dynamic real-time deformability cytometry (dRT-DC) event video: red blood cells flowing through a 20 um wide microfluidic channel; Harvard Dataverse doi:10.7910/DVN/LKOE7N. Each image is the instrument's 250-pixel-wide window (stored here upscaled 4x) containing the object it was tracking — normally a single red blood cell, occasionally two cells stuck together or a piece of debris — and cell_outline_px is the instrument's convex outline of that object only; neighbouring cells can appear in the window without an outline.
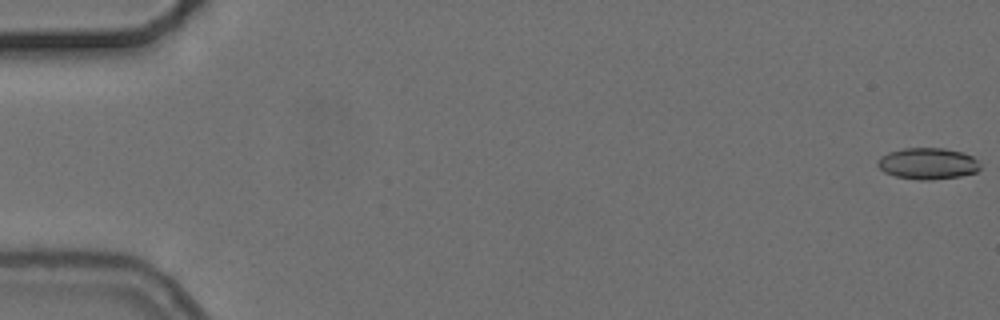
{"species": "common noctule bat (a hibernating species)", "species_latin": "Nyctalus noctula", "temperature_condition": "cold", "stored_images_in_passage": 3, "camera_frame_rate_fps": 3000, "um_per_image_px": 0.085, "animal": {"sex": "female", "body_mass_g": 24.6, "forearm_length_mm": 56.2}, "frame": {"image": 1, "passage_image": 1, "time_ms": 0.0, "image_size_px": [1000, 320], "cell_outline_px": [[980, 168], [976, 172], [960, 176], [928, 180], [920, 180], [896, 176], [884, 172], [876, 164], [876, 160], [880, 156], [888, 152], [904, 148], [944, 148], [964, 152], [972, 156], [980, 164]], "centroid_in_image_um": [78.84, 13.89], "position_along_channel_um": 6.2, "area_um2": 18.84}}